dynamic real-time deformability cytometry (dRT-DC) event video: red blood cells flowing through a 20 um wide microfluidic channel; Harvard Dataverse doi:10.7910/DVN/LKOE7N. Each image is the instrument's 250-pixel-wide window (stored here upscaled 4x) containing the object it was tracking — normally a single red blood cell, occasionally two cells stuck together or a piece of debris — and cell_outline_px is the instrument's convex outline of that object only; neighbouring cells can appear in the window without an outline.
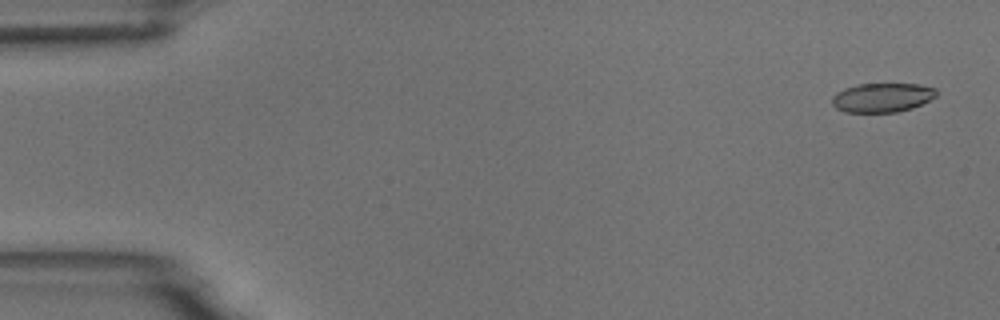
{"species": "common noctule bat (a hibernating species)", "species_latin": "Nyctalus noctula", "temperature_condition": "room temperature", "stored_images_in_passage": 4, "camera_frame_rate_fps": 3000, "um_per_image_px": 0.085, "animal": {"sex": "male", "body_mass_g": 18.8}, "frame": {"image": 1, "passage_image": 1, "time_ms": 0.0, "image_size_px": [1000, 320], "cell_outline_px": [[936, 96], [912, 108], [896, 112], [844, 112], [836, 108], [832, 104], [832, 96], [836, 92], [844, 88], [856, 84], [920, 84], [936, 88]], "centroid_in_image_um": [74.95, 8.29], "position_along_channel_um": 10.0, "area_um2": 17.74}}
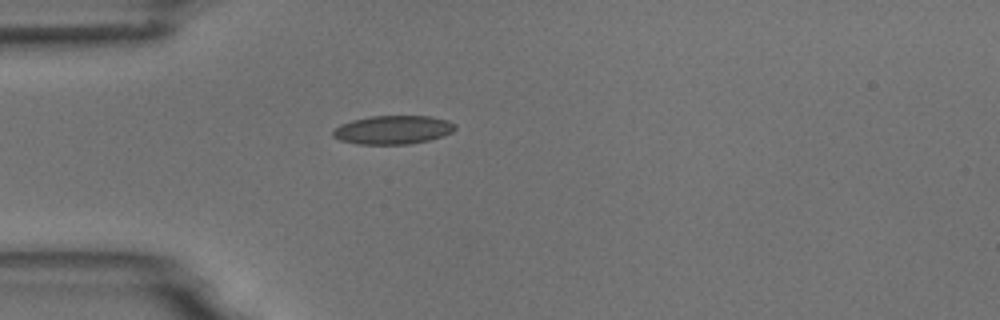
{"frame": {"image": 2, "passage_image": 4, "time_ms": 4.333, "image_size_px": [1000, 320], "cell_outline_px": [[456, 128], [452, 132], [444, 136], [428, 140], [408, 144], [356, 144], [340, 140], [332, 136], [332, 132], [340, 124], [352, 120], [368, 116], [432, 116], [448, 120], [456, 124]], "centroid_in_image_um": [33.41, 11.03], "position_along_channel_um": 51.6, "area_um2": 20.52}}